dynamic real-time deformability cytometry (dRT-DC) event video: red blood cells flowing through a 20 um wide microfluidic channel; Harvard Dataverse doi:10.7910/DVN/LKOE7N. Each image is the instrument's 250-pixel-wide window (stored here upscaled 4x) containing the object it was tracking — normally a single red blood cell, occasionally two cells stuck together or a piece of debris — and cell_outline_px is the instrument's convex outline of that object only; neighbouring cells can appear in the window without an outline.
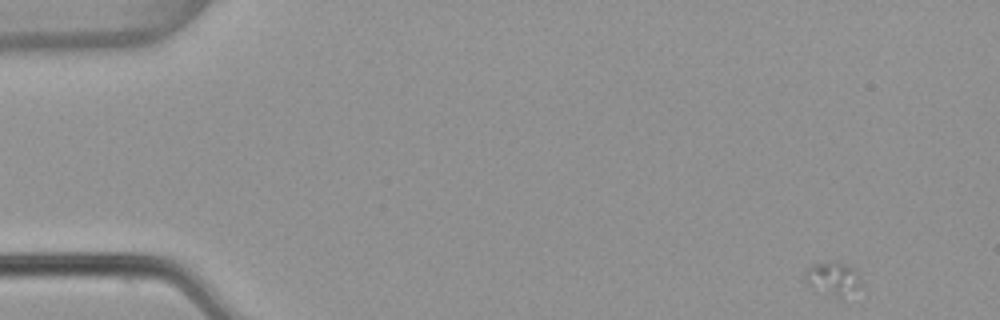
{"species": "common noctule bat (a hibernating species)", "species_latin": "Nyctalus noctula", "temperature_condition": "warm", "stored_images_in_passage": 51, "camera_frame_rate_fps": 3000, "um_per_image_px": 0.085, "animal": {"sex": "female", "body_mass_g": 22.7, "forearm_length_mm": 54.2}, "frame": {"image": 1, "passage_image": 1, "time_ms": 0.0, "image_size_px": [1000, 320], "cell_outline_px": [[860, 284], [844, 300], [840, 300], [812, 288], [804, 280], [804, 272], [812, 264], [828, 260], [836, 260], [848, 264], [860, 276]], "centroid_in_image_um": [70.77, 23.68], "position_along_channel_um": 14.2, "area_um2": 11.39}}
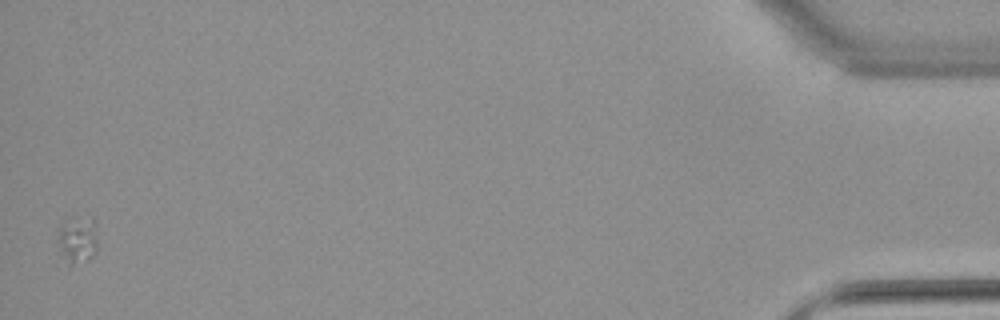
{"frame": {"image": 2, "passage_image": 51, "time_ms": 16.667, "image_size_px": [1000, 320], "cell_outline_px": [[96, 252], [92, 256], [68, 268], [60, 248], [60, 228], [72, 216], [92, 216], [96, 220]], "centroid_in_image_um": [6.65, 20.35], "position_along_channel_um": 428.6, "area_um2": 10.92}}